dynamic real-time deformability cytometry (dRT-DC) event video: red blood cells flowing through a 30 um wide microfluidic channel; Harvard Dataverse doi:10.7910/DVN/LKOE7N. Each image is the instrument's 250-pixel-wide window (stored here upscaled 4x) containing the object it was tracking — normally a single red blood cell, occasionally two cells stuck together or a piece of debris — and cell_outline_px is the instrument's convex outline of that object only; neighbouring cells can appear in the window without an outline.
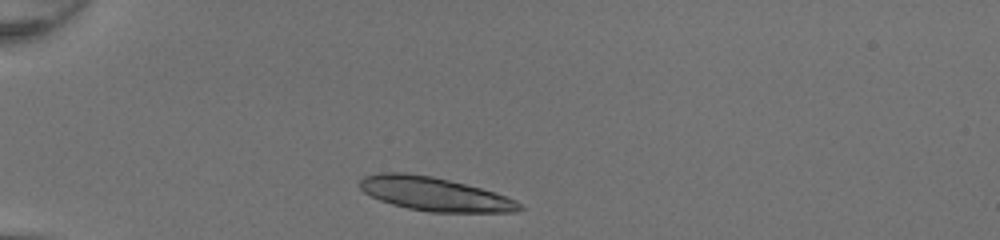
{"species": "common noctule bat (a hibernating species)", "species_latin": "Nyctalus noctula", "temperature_condition": "room temperature", "stored_images_in_passage": 30, "camera_frame_rate_fps": 3000, "um_per_image_px": 0.085, "animal": {"sex": "female", "body_mass_g": 20.0, "forearm_length_mm": 54.0}, "frame": {"image": 1, "passage_image": 1, "time_ms": 0.0, "image_size_px": [1000, 240], "cell_outline_px": [[524, 208], [516, 212], [428, 212], [408, 208], [392, 204], [380, 200], [364, 192], [360, 188], [360, 180], [364, 176], [380, 172], [404, 172], [432, 176], [496, 192], [508, 196], [516, 200]], "centroid_in_image_um": [36.95, 16.49], "position_along_channel_um": 48.1, "area_um2": 31.33}}